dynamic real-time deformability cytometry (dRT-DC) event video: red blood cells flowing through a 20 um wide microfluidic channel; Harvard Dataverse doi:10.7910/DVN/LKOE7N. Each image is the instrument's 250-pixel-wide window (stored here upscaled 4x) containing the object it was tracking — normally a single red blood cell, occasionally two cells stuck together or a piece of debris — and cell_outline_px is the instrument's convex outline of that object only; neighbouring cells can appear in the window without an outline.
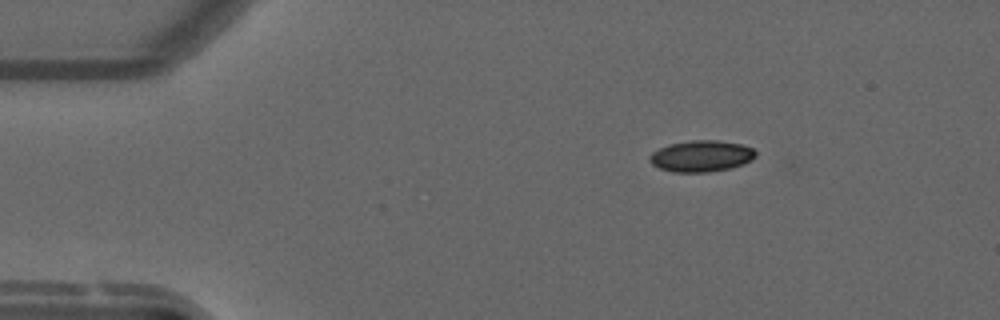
{"species": "common noctule bat (a hibernating species)", "species_latin": "Nyctalus noctula", "temperature_condition": "warm", "stored_images_in_passage": 47, "camera_frame_rate_fps": 3000, "um_per_image_px": 0.085, "animal": {"sex": "male", "forearm_length_mm": 52.5}, "frame": {"image": 1, "passage_image": 1, "time_ms": 0.0, "image_size_px": [1000, 320], "cell_outline_px": [[756, 156], [752, 160], [728, 168], [708, 172], [672, 172], [660, 168], [652, 164], [648, 160], [648, 156], [652, 152], [668, 144], [692, 140], [716, 140], [740, 144], [752, 148], [756, 152]], "centroid_in_image_um": [59.57, 13.26], "position_along_channel_um": 25.4, "area_um2": 19.25}}
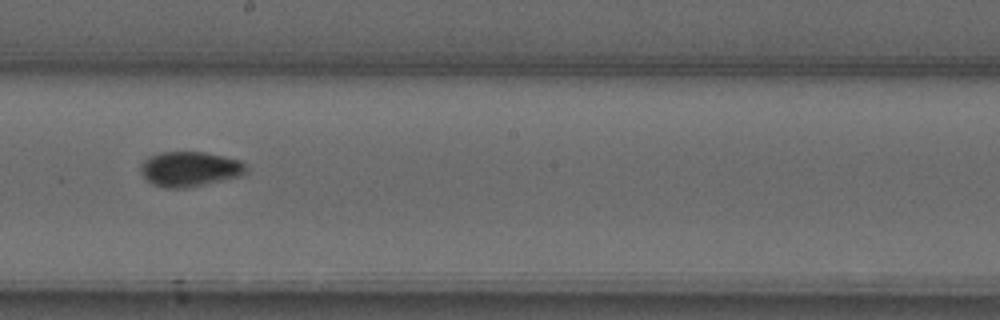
{"frame": {"image": 2, "passage_image": 23, "time_ms": 7.333, "image_size_px": [1000, 320], "cell_outline_px": [[244, 176], [184, 188], [164, 188], [152, 184], [140, 172], [140, 164], [148, 156], [160, 152], [204, 152], [224, 156], [240, 160], [244, 164]], "centroid_in_image_um": [16.1, 14.36], "position_along_channel_um": 232.1, "area_um2": 21.5}}
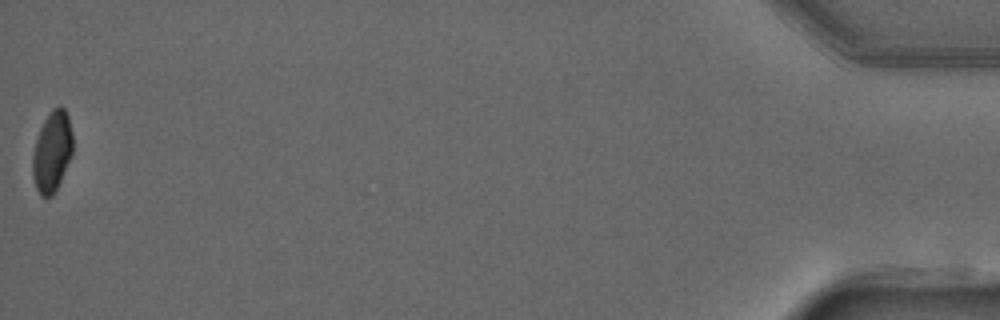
{"frame": {"image": 3, "passage_image": 47, "time_ms": 15.333, "image_size_px": [1000, 320], "cell_outline_px": [[72, 152], [60, 180], [52, 196], [40, 196], [36, 188], [32, 176], [32, 156], [36, 140], [40, 128], [44, 120], [52, 108], [60, 104], [64, 108], [68, 116], [72, 132]], "centroid_in_image_um": [4.41, 12.85], "position_along_channel_um": 430.8, "area_um2": 18.73}, "authors_computed_cell_mechanics": {"area_um2": 19.8832, "velocity_mm_per_s": 3.7448, "shape_relaxation_time_tau1_ms": 8.8474, "shape_relaxation_time_tau2_ms": null, "deformation_change_tau1": 0.2022, "deformation_change_tau2": null}}